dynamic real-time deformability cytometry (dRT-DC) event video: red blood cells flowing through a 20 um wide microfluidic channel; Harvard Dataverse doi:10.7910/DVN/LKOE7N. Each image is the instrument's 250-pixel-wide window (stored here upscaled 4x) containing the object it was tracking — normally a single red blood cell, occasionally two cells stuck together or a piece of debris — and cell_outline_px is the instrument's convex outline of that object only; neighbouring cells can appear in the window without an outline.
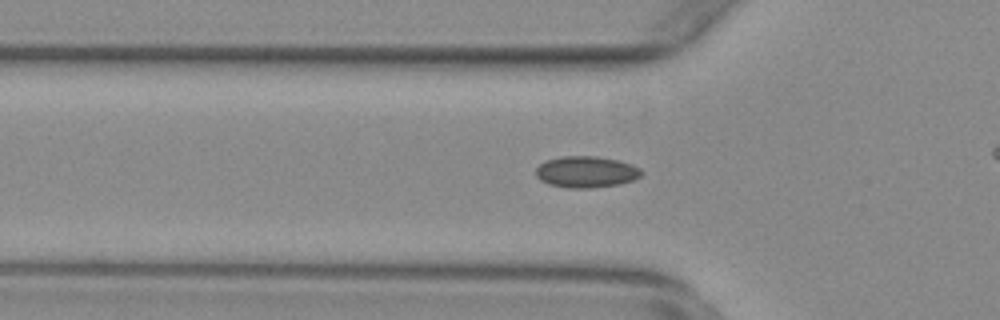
{"species": "common noctule bat (a hibernating species)", "species_latin": "Nyctalus noctula", "temperature_condition": "warm", "stored_images_in_passage": 55, "camera_frame_rate_fps": 3000, "um_per_image_px": 0.085, "animal": {"sex": "female", "body_mass_g": 29.2, "forearm_length_mm": 56.3}, "frame": {"image": 1, "passage_image": 18, "time_ms": 5.667, "image_size_px": [1000, 320], "cell_outline_px": [[644, 172], [640, 176], [632, 180], [620, 184], [592, 188], [568, 188], [548, 184], [540, 180], [536, 176], [536, 168], [540, 164], [548, 160], [564, 156], [596, 156], [616, 160], [632, 164], [640, 168]], "centroid_in_image_um": [49.83, 14.62], "position_along_channel_um": 76.0, "area_um2": 19.31}}
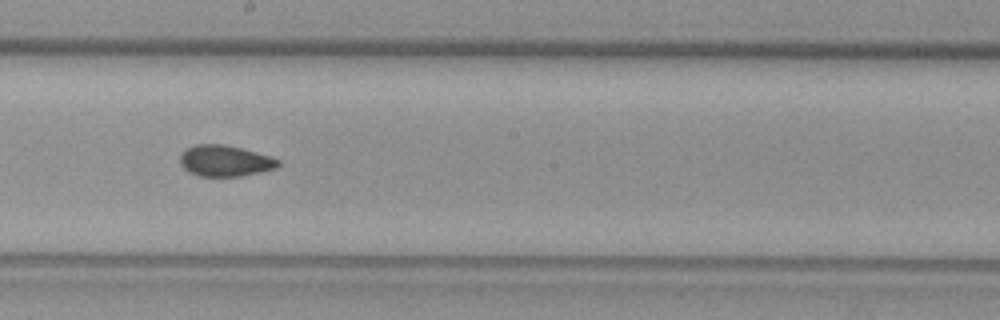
{"frame": {"image": 2, "passage_image": 30, "time_ms": 9.667, "image_size_px": [1000, 320], "cell_outline_px": [[280, 164], [276, 168], [260, 172], [240, 176], [196, 176], [188, 172], [180, 164], [180, 152], [196, 144], [224, 144], [240, 148], [268, 156], [280, 160]], "centroid_in_image_um": [19.08, 13.68], "position_along_channel_um": 229.1, "area_um2": 17.74}}
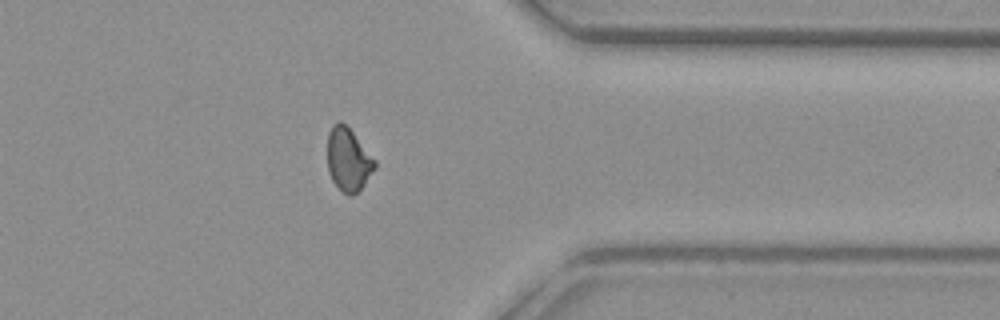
{"frame": {"image": 3, "passage_image": 43, "time_ms": 14.0, "image_size_px": [1000, 320], "cell_outline_px": [[376, 168], [364, 184], [356, 192], [348, 196], [332, 180], [328, 172], [328, 132], [332, 124], [340, 120], [352, 132], [376, 160]], "centroid_in_image_um": [29.6, 13.54], "position_along_channel_um": 381.8, "area_um2": 17.17}, "authors_computed_cell_mechanics": {"area_um2": 17.8602, "velocity_mm_per_s": 3.8159, "shape_relaxation_time_tau1_ms": null, "shape_relaxation_time_tau2_ms": 1.8334, "deformation_change_tau1": null, "deformation_change_tau2": 0.0636}}